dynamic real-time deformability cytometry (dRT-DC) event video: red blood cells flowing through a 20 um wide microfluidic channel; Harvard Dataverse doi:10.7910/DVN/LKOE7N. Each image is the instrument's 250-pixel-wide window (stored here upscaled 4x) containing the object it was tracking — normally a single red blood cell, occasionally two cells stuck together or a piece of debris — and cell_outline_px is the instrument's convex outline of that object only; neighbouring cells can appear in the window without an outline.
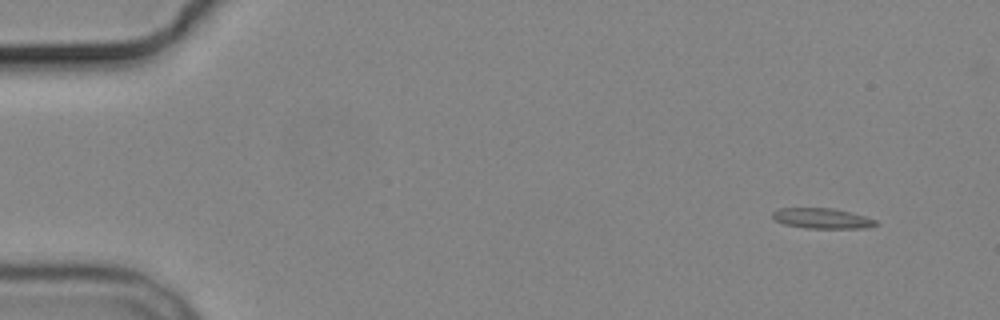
{"species": "common noctule bat (a hibernating species)", "species_latin": "Nyctalus noctula", "temperature_condition": "cold", "stored_images_in_passage": 4, "camera_frame_rate_fps": 3000, "um_per_image_px": 0.085, "animal": {"sex": "male", "body_mass_g": 19.2, "forearm_length_mm": 51.8}, "frame": {"image": 1, "passage_image": 1, "time_ms": 0.0, "image_size_px": [1000, 320], "cell_outline_px": [[880, 224], [868, 228], [804, 228], [784, 224], [776, 220], [772, 216], [772, 212], [780, 208], [832, 208], [864, 216], [876, 220]], "centroid_in_image_um": [69.89, 18.57], "position_along_channel_um": 15.1, "area_um2": 12.2}}
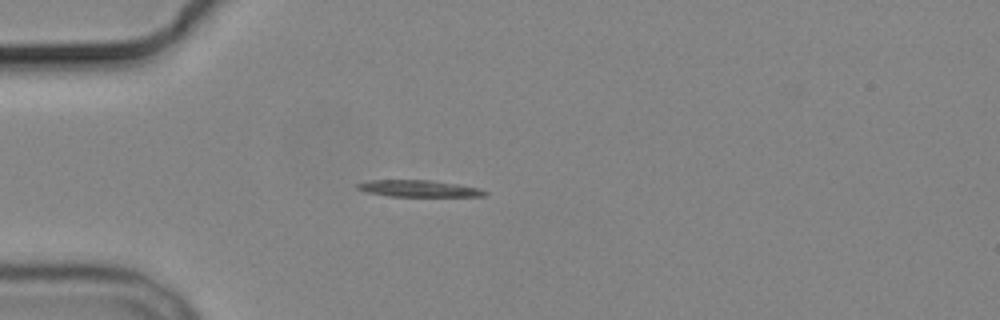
{"frame": {"image": 2, "passage_image": 4, "time_ms": 3.667, "image_size_px": [1000, 320], "cell_outline_px": [[488, 192], [484, 196], [388, 196], [368, 192], [356, 188], [356, 184], [368, 180], [428, 180], [456, 184], [480, 188]], "centroid_in_image_um": [35.57, 16.02], "position_along_channel_um": 49.4, "area_um2": 12.2}}